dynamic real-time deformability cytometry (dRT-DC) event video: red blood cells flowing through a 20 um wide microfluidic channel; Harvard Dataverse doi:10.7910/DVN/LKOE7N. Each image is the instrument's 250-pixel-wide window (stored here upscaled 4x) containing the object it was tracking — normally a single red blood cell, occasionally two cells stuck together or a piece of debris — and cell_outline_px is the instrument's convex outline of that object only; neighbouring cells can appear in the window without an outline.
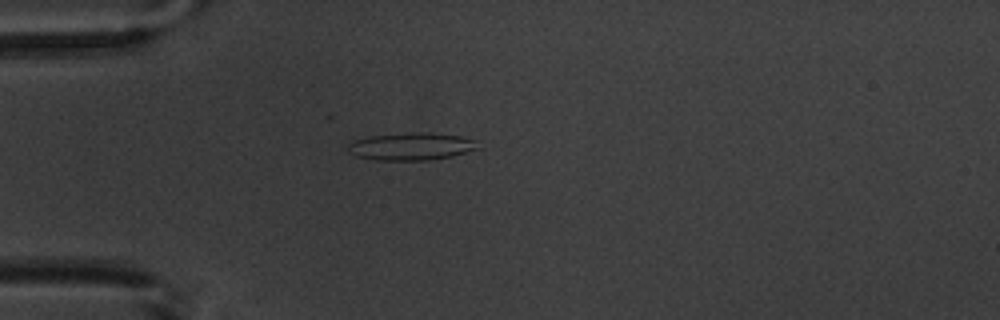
{"species": "common noctule bat (a hibernating species)", "species_latin": "Nyctalus noctula", "temperature_condition": "warm", "stored_images_in_passage": 4, "camera_frame_rate_fps": 3000, "um_per_image_px": 0.085, "animal": {"sex": "male", "body_mass_g": 20.1, "forearm_length_mm": 53.5}, "frame": {"image": 1, "passage_image": 4, "time_ms": 5.0, "image_size_px": [1000, 320], "cell_outline_px": [[480, 148], [452, 156], [428, 160], [376, 160], [356, 156], [348, 152], [348, 144], [352, 140], [372, 136], [412, 132], [428, 132], [460, 136], [476, 140]], "centroid_in_image_um": [34.96, 12.44], "position_along_channel_um": 50.0, "area_um2": 20.87}}